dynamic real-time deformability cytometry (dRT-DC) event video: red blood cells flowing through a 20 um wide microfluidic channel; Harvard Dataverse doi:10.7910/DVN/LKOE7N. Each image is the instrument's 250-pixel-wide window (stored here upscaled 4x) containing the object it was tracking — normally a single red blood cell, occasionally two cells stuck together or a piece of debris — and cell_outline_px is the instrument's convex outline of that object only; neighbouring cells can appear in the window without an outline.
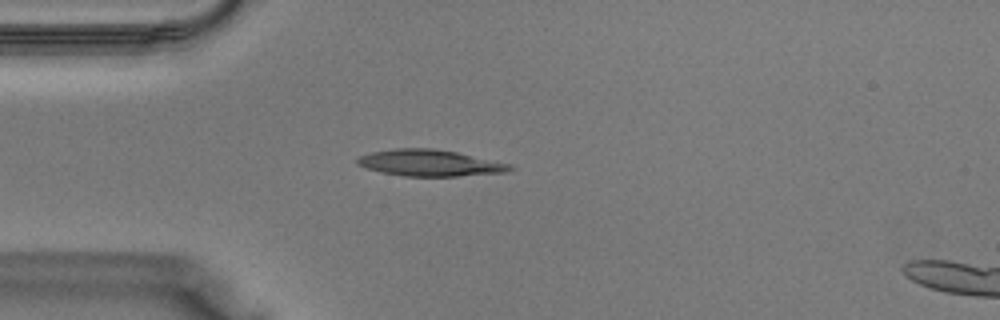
{"species": "Egyptian fruit bat (a non-hibernating species)", "species_latin": "Rousettus aegyptiacus", "temperature_condition": "warm", "stored_images_in_passage": 37, "camera_frame_rate_fps": 3000, "um_per_image_px": 0.085, "animal": {"sex": "male"}, "frame": {"image": 1, "passage_image": 9, "time_ms": 2.667, "image_size_px": [1000, 320], "cell_outline_px": [[516, 168], [504, 172], [456, 176], [404, 176], [380, 172], [364, 168], [356, 164], [356, 160], [360, 156], [372, 152], [396, 148], [432, 148], [456, 152], [512, 164]], "centroid_in_image_um": [36.51, 13.85], "position_along_channel_um": 48.5, "area_um2": 23.47}}
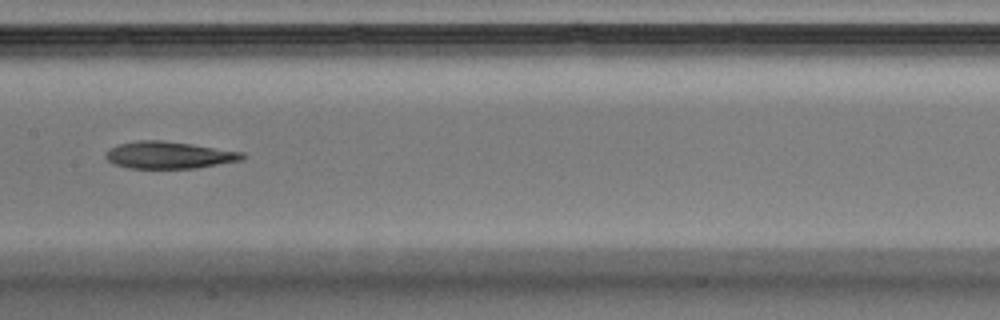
{"frame": {"image": 2, "passage_image": 18, "time_ms": 5.667, "image_size_px": [1000, 320], "cell_outline_px": [[248, 156], [244, 160], [196, 168], [128, 168], [112, 164], [104, 156], [104, 152], [108, 148], [120, 144], [136, 140], [160, 140], [192, 144], [244, 152]], "centroid_in_image_um": [14.37, 13.18], "position_along_channel_um": 193.0, "area_um2": 21.85}}
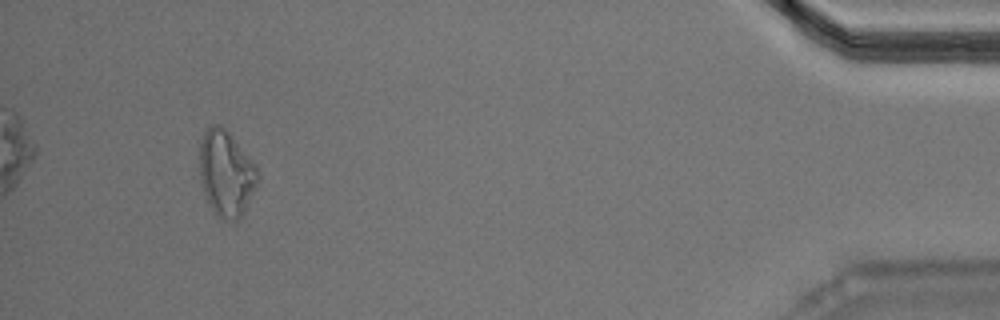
{"frame": {"image": 3, "passage_image": 35, "time_ms": 11.333, "image_size_px": [1000, 320], "cell_outline_px": [[260, 176], [244, 212], [236, 224], [224, 220], [216, 216], [204, 192], [200, 180], [196, 140], [212, 124], [220, 124], [228, 132], [256, 168]], "centroid_in_image_um": [19.15, 14.74], "position_along_channel_um": 416.1, "area_um2": 29.42}}